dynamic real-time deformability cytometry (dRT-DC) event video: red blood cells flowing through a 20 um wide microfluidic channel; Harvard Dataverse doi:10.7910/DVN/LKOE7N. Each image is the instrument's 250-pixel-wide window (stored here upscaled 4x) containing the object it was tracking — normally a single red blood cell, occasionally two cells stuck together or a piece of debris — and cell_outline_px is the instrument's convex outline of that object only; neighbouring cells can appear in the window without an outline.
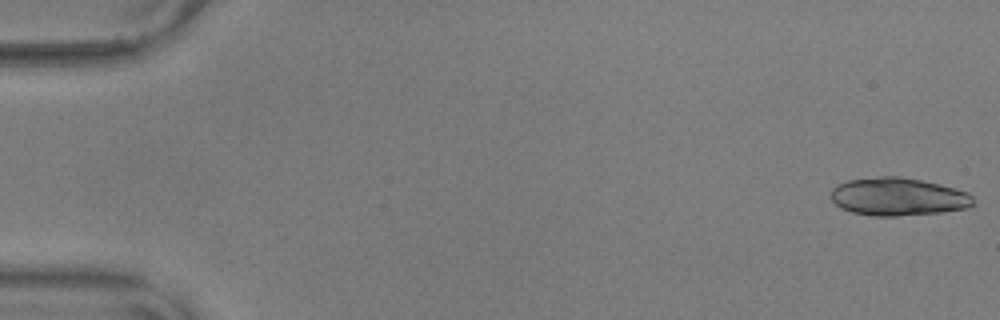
{"species": "common noctule bat (a hibernating species)", "species_latin": "Nyctalus noctula", "temperature_condition": "warm", "stored_images_in_passage": 53, "segment_of_instrument_passage": [1, 2], "camera_frame_rate_fps": 3000, "um_per_image_px": 0.085, "animal": {"sex": "male", "body_mass_g": 17.9, "forearm_length_mm": 54.2}, "frame": {"image": 1, "passage_image": 1, "time_ms": 0.0, "image_size_px": [1000, 320], "cell_outline_px": [[976, 204], [968, 208], [940, 212], [896, 216], [872, 216], [852, 212], [840, 208], [832, 200], [832, 188], [836, 184], [848, 180], [880, 176], [900, 176], [940, 184], [968, 192], [972, 196]], "centroid_in_image_um": [76.34, 16.72], "position_along_channel_um": 8.7, "area_um2": 31.62}}
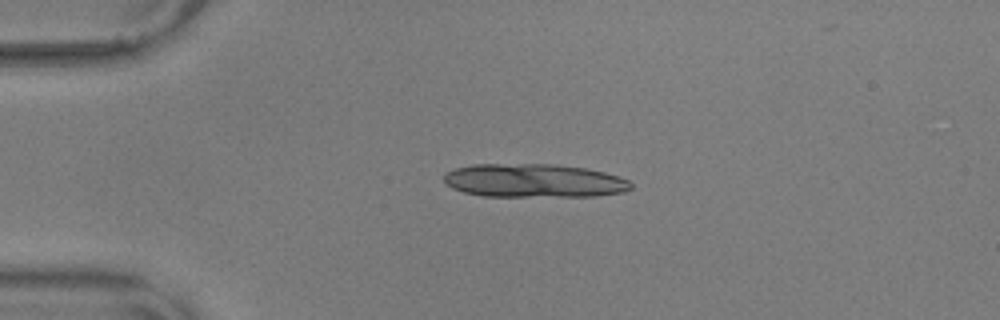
{"frame": {"image": 2, "passage_image": 13, "time_ms": 4.0, "image_size_px": [1000, 320], "cell_outline_px": [[632, 188], [624, 192], [596, 196], [484, 196], [464, 192], [452, 188], [444, 180], [444, 176], [448, 172], [456, 168], [472, 164], [556, 164], [584, 168], [604, 172], [620, 176], [628, 180], [632, 184]], "centroid_in_image_um": [45.42, 15.35], "position_along_channel_um": 39.6, "area_um2": 36.59}}